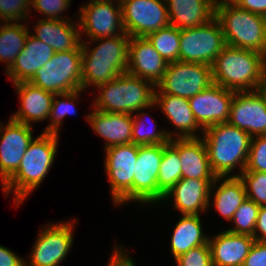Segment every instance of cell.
Here are the masks:
<instances>
[{
	"mask_svg": "<svg viewBox=\"0 0 266 266\" xmlns=\"http://www.w3.org/2000/svg\"><path fill=\"white\" fill-rule=\"evenodd\" d=\"M95 41L100 42L90 49L89 45ZM129 42L130 36L126 33L87 42L82 39V90L97 87L126 73Z\"/></svg>",
	"mask_w": 266,
	"mask_h": 266,
	"instance_id": "obj_2",
	"label": "cell"
},
{
	"mask_svg": "<svg viewBox=\"0 0 266 266\" xmlns=\"http://www.w3.org/2000/svg\"><path fill=\"white\" fill-rule=\"evenodd\" d=\"M31 0H0V21L14 22L29 19ZM30 9V10H29Z\"/></svg>",
	"mask_w": 266,
	"mask_h": 266,
	"instance_id": "obj_37",
	"label": "cell"
},
{
	"mask_svg": "<svg viewBox=\"0 0 266 266\" xmlns=\"http://www.w3.org/2000/svg\"><path fill=\"white\" fill-rule=\"evenodd\" d=\"M31 33L28 25L20 21L3 22L0 25V62L7 64L5 71L14 63Z\"/></svg>",
	"mask_w": 266,
	"mask_h": 266,
	"instance_id": "obj_31",
	"label": "cell"
},
{
	"mask_svg": "<svg viewBox=\"0 0 266 266\" xmlns=\"http://www.w3.org/2000/svg\"><path fill=\"white\" fill-rule=\"evenodd\" d=\"M215 18L222 27L225 44L266 55V17L223 4L215 8Z\"/></svg>",
	"mask_w": 266,
	"mask_h": 266,
	"instance_id": "obj_6",
	"label": "cell"
},
{
	"mask_svg": "<svg viewBox=\"0 0 266 266\" xmlns=\"http://www.w3.org/2000/svg\"><path fill=\"white\" fill-rule=\"evenodd\" d=\"M245 171L266 172V135L252 137Z\"/></svg>",
	"mask_w": 266,
	"mask_h": 266,
	"instance_id": "obj_38",
	"label": "cell"
},
{
	"mask_svg": "<svg viewBox=\"0 0 266 266\" xmlns=\"http://www.w3.org/2000/svg\"><path fill=\"white\" fill-rule=\"evenodd\" d=\"M122 0H116V3H120ZM89 2H103V3H105V2H112V3H115V1L114 0H90Z\"/></svg>",
	"mask_w": 266,
	"mask_h": 266,
	"instance_id": "obj_48",
	"label": "cell"
},
{
	"mask_svg": "<svg viewBox=\"0 0 266 266\" xmlns=\"http://www.w3.org/2000/svg\"><path fill=\"white\" fill-rule=\"evenodd\" d=\"M175 261L177 266H213L209 243L190 249Z\"/></svg>",
	"mask_w": 266,
	"mask_h": 266,
	"instance_id": "obj_40",
	"label": "cell"
},
{
	"mask_svg": "<svg viewBox=\"0 0 266 266\" xmlns=\"http://www.w3.org/2000/svg\"><path fill=\"white\" fill-rule=\"evenodd\" d=\"M242 266H266V242L254 241Z\"/></svg>",
	"mask_w": 266,
	"mask_h": 266,
	"instance_id": "obj_41",
	"label": "cell"
},
{
	"mask_svg": "<svg viewBox=\"0 0 266 266\" xmlns=\"http://www.w3.org/2000/svg\"><path fill=\"white\" fill-rule=\"evenodd\" d=\"M182 178L216 179L212 172L203 139L179 138Z\"/></svg>",
	"mask_w": 266,
	"mask_h": 266,
	"instance_id": "obj_27",
	"label": "cell"
},
{
	"mask_svg": "<svg viewBox=\"0 0 266 266\" xmlns=\"http://www.w3.org/2000/svg\"><path fill=\"white\" fill-rule=\"evenodd\" d=\"M59 134L41 133L27 148L17 171L1 186L6 196L14 192V204L21 203L45 179L55 161Z\"/></svg>",
	"mask_w": 266,
	"mask_h": 266,
	"instance_id": "obj_1",
	"label": "cell"
},
{
	"mask_svg": "<svg viewBox=\"0 0 266 266\" xmlns=\"http://www.w3.org/2000/svg\"><path fill=\"white\" fill-rule=\"evenodd\" d=\"M70 221L51 222L43 227L34 242L29 261L25 260V266H59L74 242V221L77 220Z\"/></svg>",
	"mask_w": 266,
	"mask_h": 266,
	"instance_id": "obj_11",
	"label": "cell"
},
{
	"mask_svg": "<svg viewBox=\"0 0 266 266\" xmlns=\"http://www.w3.org/2000/svg\"><path fill=\"white\" fill-rule=\"evenodd\" d=\"M0 266H25V260L12 250L0 245Z\"/></svg>",
	"mask_w": 266,
	"mask_h": 266,
	"instance_id": "obj_44",
	"label": "cell"
},
{
	"mask_svg": "<svg viewBox=\"0 0 266 266\" xmlns=\"http://www.w3.org/2000/svg\"><path fill=\"white\" fill-rule=\"evenodd\" d=\"M107 266H135V262L126 250L117 245L110 255Z\"/></svg>",
	"mask_w": 266,
	"mask_h": 266,
	"instance_id": "obj_42",
	"label": "cell"
},
{
	"mask_svg": "<svg viewBox=\"0 0 266 266\" xmlns=\"http://www.w3.org/2000/svg\"><path fill=\"white\" fill-rule=\"evenodd\" d=\"M213 266H242L248 256L254 237L246 234H236L227 230L209 236Z\"/></svg>",
	"mask_w": 266,
	"mask_h": 266,
	"instance_id": "obj_22",
	"label": "cell"
},
{
	"mask_svg": "<svg viewBox=\"0 0 266 266\" xmlns=\"http://www.w3.org/2000/svg\"><path fill=\"white\" fill-rule=\"evenodd\" d=\"M164 144L139 145L133 178V201L157 203V179Z\"/></svg>",
	"mask_w": 266,
	"mask_h": 266,
	"instance_id": "obj_15",
	"label": "cell"
},
{
	"mask_svg": "<svg viewBox=\"0 0 266 266\" xmlns=\"http://www.w3.org/2000/svg\"><path fill=\"white\" fill-rule=\"evenodd\" d=\"M200 215L182 214L171 235L170 248L174 259L190 249L208 243V236L203 234Z\"/></svg>",
	"mask_w": 266,
	"mask_h": 266,
	"instance_id": "obj_29",
	"label": "cell"
},
{
	"mask_svg": "<svg viewBox=\"0 0 266 266\" xmlns=\"http://www.w3.org/2000/svg\"><path fill=\"white\" fill-rule=\"evenodd\" d=\"M234 94L235 91L213 83L207 89L189 98L197 124L204 130L218 123H228Z\"/></svg>",
	"mask_w": 266,
	"mask_h": 266,
	"instance_id": "obj_16",
	"label": "cell"
},
{
	"mask_svg": "<svg viewBox=\"0 0 266 266\" xmlns=\"http://www.w3.org/2000/svg\"><path fill=\"white\" fill-rule=\"evenodd\" d=\"M153 47L167 62L179 61L180 29L172 25L146 36Z\"/></svg>",
	"mask_w": 266,
	"mask_h": 266,
	"instance_id": "obj_33",
	"label": "cell"
},
{
	"mask_svg": "<svg viewBox=\"0 0 266 266\" xmlns=\"http://www.w3.org/2000/svg\"><path fill=\"white\" fill-rule=\"evenodd\" d=\"M143 110L145 109L138 110L135 115L132 114V143L136 145H155L169 143L171 140V131L167 132V129L156 130L157 122L155 121V119L151 120L155 123V125H152L153 127H150L152 129L149 128L148 130V122L144 120V115L147 116V113H145V111Z\"/></svg>",
	"mask_w": 266,
	"mask_h": 266,
	"instance_id": "obj_32",
	"label": "cell"
},
{
	"mask_svg": "<svg viewBox=\"0 0 266 266\" xmlns=\"http://www.w3.org/2000/svg\"><path fill=\"white\" fill-rule=\"evenodd\" d=\"M72 0H31V9L33 8L35 11L39 12V14L44 15V19H53V20H71L64 18L60 15L63 12L68 10L71 5Z\"/></svg>",
	"mask_w": 266,
	"mask_h": 266,
	"instance_id": "obj_39",
	"label": "cell"
},
{
	"mask_svg": "<svg viewBox=\"0 0 266 266\" xmlns=\"http://www.w3.org/2000/svg\"><path fill=\"white\" fill-rule=\"evenodd\" d=\"M203 139L212 172L217 177L239 176L246 167L252 137L229 123H218L203 130ZM236 166L239 173L229 175Z\"/></svg>",
	"mask_w": 266,
	"mask_h": 266,
	"instance_id": "obj_3",
	"label": "cell"
},
{
	"mask_svg": "<svg viewBox=\"0 0 266 266\" xmlns=\"http://www.w3.org/2000/svg\"><path fill=\"white\" fill-rule=\"evenodd\" d=\"M215 179L181 178L163 196L161 202L171 198L173 208L181 215H199L209 209V194Z\"/></svg>",
	"mask_w": 266,
	"mask_h": 266,
	"instance_id": "obj_19",
	"label": "cell"
},
{
	"mask_svg": "<svg viewBox=\"0 0 266 266\" xmlns=\"http://www.w3.org/2000/svg\"><path fill=\"white\" fill-rule=\"evenodd\" d=\"M81 92H84V90L78 89L72 92L54 95L49 115V120L51 122L44 129V133L59 134V127L62 125L64 117H66L68 114L74 116L76 115V107L74 106V102L75 100L78 101L77 99Z\"/></svg>",
	"mask_w": 266,
	"mask_h": 266,
	"instance_id": "obj_34",
	"label": "cell"
},
{
	"mask_svg": "<svg viewBox=\"0 0 266 266\" xmlns=\"http://www.w3.org/2000/svg\"><path fill=\"white\" fill-rule=\"evenodd\" d=\"M32 132V126L16 122L11 118L7 124H0V181L2 185L20 166L21 159L34 139Z\"/></svg>",
	"mask_w": 266,
	"mask_h": 266,
	"instance_id": "obj_14",
	"label": "cell"
},
{
	"mask_svg": "<svg viewBox=\"0 0 266 266\" xmlns=\"http://www.w3.org/2000/svg\"><path fill=\"white\" fill-rule=\"evenodd\" d=\"M120 4L123 28L130 37H146L170 25L165 0H122Z\"/></svg>",
	"mask_w": 266,
	"mask_h": 266,
	"instance_id": "obj_12",
	"label": "cell"
},
{
	"mask_svg": "<svg viewBox=\"0 0 266 266\" xmlns=\"http://www.w3.org/2000/svg\"><path fill=\"white\" fill-rule=\"evenodd\" d=\"M253 237L255 241L266 242V206L259 208Z\"/></svg>",
	"mask_w": 266,
	"mask_h": 266,
	"instance_id": "obj_45",
	"label": "cell"
},
{
	"mask_svg": "<svg viewBox=\"0 0 266 266\" xmlns=\"http://www.w3.org/2000/svg\"><path fill=\"white\" fill-rule=\"evenodd\" d=\"M87 3L86 5L83 4L80 8V16L77 17L79 20L80 36L85 34L87 38L94 40L125 34L120 3Z\"/></svg>",
	"mask_w": 266,
	"mask_h": 266,
	"instance_id": "obj_13",
	"label": "cell"
},
{
	"mask_svg": "<svg viewBox=\"0 0 266 266\" xmlns=\"http://www.w3.org/2000/svg\"><path fill=\"white\" fill-rule=\"evenodd\" d=\"M19 96L20 109L10 116L16 122L32 126L31 122H42L49 119L54 95L31 82L14 84Z\"/></svg>",
	"mask_w": 266,
	"mask_h": 266,
	"instance_id": "obj_20",
	"label": "cell"
},
{
	"mask_svg": "<svg viewBox=\"0 0 266 266\" xmlns=\"http://www.w3.org/2000/svg\"><path fill=\"white\" fill-rule=\"evenodd\" d=\"M167 65L146 37H130L126 73L148 80L156 86L162 80Z\"/></svg>",
	"mask_w": 266,
	"mask_h": 266,
	"instance_id": "obj_18",
	"label": "cell"
},
{
	"mask_svg": "<svg viewBox=\"0 0 266 266\" xmlns=\"http://www.w3.org/2000/svg\"><path fill=\"white\" fill-rule=\"evenodd\" d=\"M155 87L148 80L124 73L97 86L100 94L94 98L92 107L103 112L135 114L140 109L157 106L154 103Z\"/></svg>",
	"mask_w": 266,
	"mask_h": 266,
	"instance_id": "obj_5",
	"label": "cell"
},
{
	"mask_svg": "<svg viewBox=\"0 0 266 266\" xmlns=\"http://www.w3.org/2000/svg\"><path fill=\"white\" fill-rule=\"evenodd\" d=\"M181 168L179 138H172L164 144L157 179V203H161L163 196L182 178Z\"/></svg>",
	"mask_w": 266,
	"mask_h": 266,
	"instance_id": "obj_30",
	"label": "cell"
},
{
	"mask_svg": "<svg viewBox=\"0 0 266 266\" xmlns=\"http://www.w3.org/2000/svg\"><path fill=\"white\" fill-rule=\"evenodd\" d=\"M266 70V55L226 45L211 65L213 83L235 92L256 91Z\"/></svg>",
	"mask_w": 266,
	"mask_h": 266,
	"instance_id": "obj_4",
	"label": "cell"
},
{
	"mask_svg": "<svg viewBox=\"0 0 266 266\" xmlns=\"http://www.w3.org/2000/svg\"><path fill=\"white\" fill-rule=\"evenodd\" d=\"M170 25L193 28L206 25L215 18V7L209 0H165Z\"/></svg>",
	"mask_w": 266,
	"mask_h": 266,
	"instance_id": "obj_26",
	"label": "cell"
},
{
	"mask_svg": "<svg viewBox=\"0 0 266 266\" xmlns=\"http://www.w3.org/2000/svg\"><path fill=\"white\" fill-rule=\"evenodd\" d=\"M209 2L216 8L223 4L235 3V0H209Z\"/></svg>",
	"mask_w": 266,
	"mask_h": 266,
	"instance_id": "obj_47",
	"label": "cell"
},
{
	"mask_svg": "<svg viewBox=\"0 0 266 266\" xmlns=\"http://www.w3.org/2000/svg\"><path fill=\"white\" fill-rule=\"evenodd\" d=\"M29 82L53 94L82 89V49L55 52Z\"/></svg>",
	"mask_w": 266,
	"mask_h": 266,
	"instance_id": "obj_7",
	"label": "cell"
},
{
	"mask_svg": "<svg viewBox=\"0 0 266 266\" xmlns=\"http://www.w3.org/2000/svg\"><path fill=\"white\" fill-rule=\"evenodd\" d=\"M211 84L213 79L210 65L175 61L168 63L154 94H171L189 99Z\"/></svg>",
	"mask_w": 266,
	"mask_h": 266,
	"instance_id": "obj_10",
	"label": "cell"
},
{
	"mask_svg": "<svg viewBox=\"0 0 266 266\" xmlns=\"http://www.w3.org/2000/svg\"><path fill=\"white\" fill-rule=\"evenodd\" d=\"M33 26V37L50 46L54 52L82 49L79 23L72 20L39 19Z\"/></svg>",
	"mask_w": 266,
	"mask_h": 266,
	"instance_id": "obj_23",
	"label": "cell"
},
{
	"mask_svg": "<svg viewBox=\"0 0 266 266\" xmlns=\"http://www.w3.org/2000/svg\"><path fill=\"white\" fill-rule=\"evenodd\" d=\"M239 8L266 17V0H235Z\"/></svg>",
	"mask_w": 266,
	"mask_h": 266,
	"instance_id": "obj_43",
	"label": "cell"
},
{
	"mask_svg": "<svg viewBox=\"0 0 266 266\" xmlns=\"http://www.w3.org/2000/svg\"><path fill=\"white\" fill-rule=\"evenodd\" d=\"M239 178L244 183L247 199L259 206H266V172L244 170Z\"/></svg>",
	"mask_w": 266,
	"mask_h": 266,
	"instance_id": "obj_36",
	"label": "cell"
},
{
	"mask_svg": "<svg viewBox=\"0 0 266 266\" xmlns=\"http://www.w3.org/2000/svg\"><path fill=\"white\" fill-rule=\"evenodd\" d=\"M154 103L175 127V132L171 133V139L198 138V136L200 138L201 135H198V132L200 129L203 133V129L194 118L188 98L171 94H154Z\"/></svg>",
	"mask_w": 266,
	"mask_h": 266,
	"instance_id": "obj_21",
	"label": "cell"
},
{
	"mask_svg": "<svg viewBox=\"0 0 266 266\" xmlns=\"http://www.w3.org/2000/svg\"><path fill=\"white\" fill-rule=\"evenodd\" d=\"M260 206L252 200L246 199L234 213L230 222L233 228L227 231L236 234H246L253 236Z\"/></svg>",
	"mask_w": 266,
	"mask_h": 266,
	"instance_id": "obj_35",
	"label": "cell"
},
{
	"mask_svg": "<svg viewBox=\"0 0 266 266\" xmlns=\"http://www.w3.org/2000/svg\"><path fill=\"white\" fill-rule=\"evenodd\" d=\"M228 123L251 137L266 135V101L258 90L235 92Z\"/></svg>",
	"mask_w": 266,
	"mask_h": 266,
	"instance_id": "obj_17",
	"label": "cell"
},
{
	"mask_svg": "<svg viewBox=\"0 0 266 266\" xmlns=\"http://www.w3.org/2000/svg\"><path fill=\"white\" fill-rule=\"evenodd\" d=\"M257 90L264 97L266 101V70L264 72L263 78L261 79V82Z\"/></svg>",
	"mask_w": 266,
	"mask_h": 266,
	"instance_id": "obj_46",
	"label": "cell"
},
{
	"mask_svg": "<svg viewBox=\"0 0 266 266\" xmlns=\"http://www.w3.org/2000/svg\"><path fill=\"white\" fill-rule=\"evenodd\" d=\"M210 188H216V190L215 194H212V189L210 190L209 206L213 201L212 204L215 210H217L226 221L230 222L236 210L247 199L243 181L239 176L216 177ZM211 198L213 200H211Z\"/></svg>",
	"mask_w": 266,
	"mask_h": 266,
	"instance_id": "obj_28",
	"label": "cell"
},
{
	"mask_svg": "<svg viewBox=\"0 0 266 266\" xmlns=\"http://www.w3.org/2000/svg\"><path fill=\"white\" fill-rule=\"evenodd\" d=\"M225 46L222 27L216 18L206 25L180 29L179 61L211 66Z\"/></svg>",
	"mask_w": 266,
	"mask_h": 266,
	"instance_id": "obj_9",
	"label": "cell"
},
{
	"mask_svg": "<svg viewBox=\"0 0 266 266\" xmlns=\"http://www.w3.org/2000/svg\"><path fill=\"white\" fill-rule=\"evenodd\" d=\"M91 112L86 115V119L92 131L104 139V149L132 143V114L103 112L96 109Z\"/></svg>",
	"mask_w": 266,
	"mask_h": 266,
	"instance_id": "obj_24",
	"label": "cell"
},
{
	"mask_svg": "<svg viewBox=\"0 0 266 266\" xmlns=\"http://www.w3.org/2000/svg\"><path fill=\"white\" fill-rule=\"evenodd\" d=\"M54 53L50 46L29 33L24 48L5 73L13 84L29 82L36 71L50 61Z\"/></svg>",
	"mask_w": 266,
	"mask_h": 266,
	"instance_id": "obj_25",
	"label": "cell"
},
{
	"mask_svg": "<svg viewBox=\"0 0 266 266\" xmlns=\"http://www.w3.org/2000/svg\"><path fill=\"white\" fill-rule=\"evenodd\" d=\"M104 168L115 206L133 201V178L139 145H114L104 150Z\"/></svg>",
	"mask_w": 266,
	"mask_h": 266,
	"instance_id": "obj_8",
	"label": "cell"
}]
</instances>
